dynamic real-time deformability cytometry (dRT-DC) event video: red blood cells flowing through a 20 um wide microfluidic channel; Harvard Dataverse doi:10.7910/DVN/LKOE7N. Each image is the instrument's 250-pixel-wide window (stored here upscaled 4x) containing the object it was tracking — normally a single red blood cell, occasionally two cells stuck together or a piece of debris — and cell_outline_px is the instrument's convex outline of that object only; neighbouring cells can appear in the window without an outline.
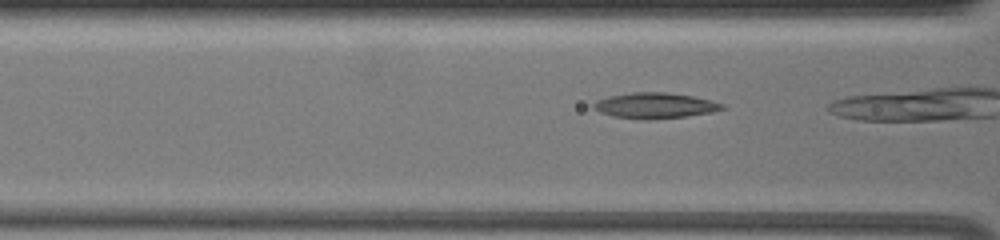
{"species": "common noctule bat (a hibernating species)", "species_latin": "Nyctalus noctula", "temperature_condition": "warm", "stored_images_in_passage": 13, "camera_frame_rate_fps": 3000, "um_per_image_px": 0.085, "animal": {"sex": "female", "body_mass_g": 19.5, "forearm_length_mm": 54.1}, "frame": {"image": 1, "passage_image": 4, "time_ms": 1.0, "image_size_px": [1000, 240], "cell_outline_px": [[724, 108], [712, 112], [684, 116], [648, 120], [612, 116], [600, 112], [592, 108], [592, 104], [596, 100], [608, 96], [632, 92], [668, 92], [692, 96], [724, 104]], "centroid_in_image_um": [55.61, 8.97], "position_along_channel_um": 111.0, "area_um2": 19.13}}
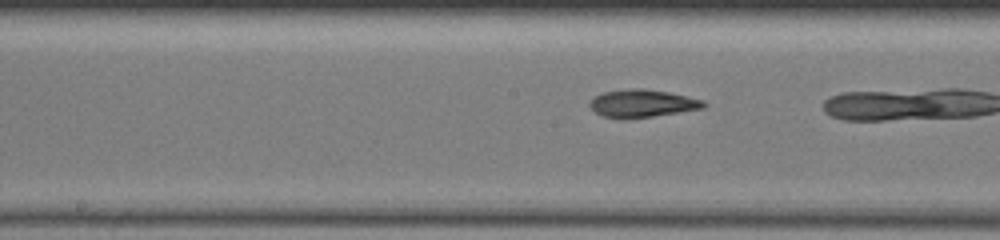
{"frame": {"image": 2, "passage_image": 11, "time_ms": 3.333, "image_size_px": [1000, 240], "cell_outline_px": [[708, 104], [704, 108], [652, 116], [604, 116], [596, 112], [588, 104], [596, 96], [604, 92], [632, 88], [644, 88], [668, 92], [704, 100]], "centroid_in_image_um": [54.67, 8.75], "position_along_channel_um": 193.5, "area_um2": 17.63}}